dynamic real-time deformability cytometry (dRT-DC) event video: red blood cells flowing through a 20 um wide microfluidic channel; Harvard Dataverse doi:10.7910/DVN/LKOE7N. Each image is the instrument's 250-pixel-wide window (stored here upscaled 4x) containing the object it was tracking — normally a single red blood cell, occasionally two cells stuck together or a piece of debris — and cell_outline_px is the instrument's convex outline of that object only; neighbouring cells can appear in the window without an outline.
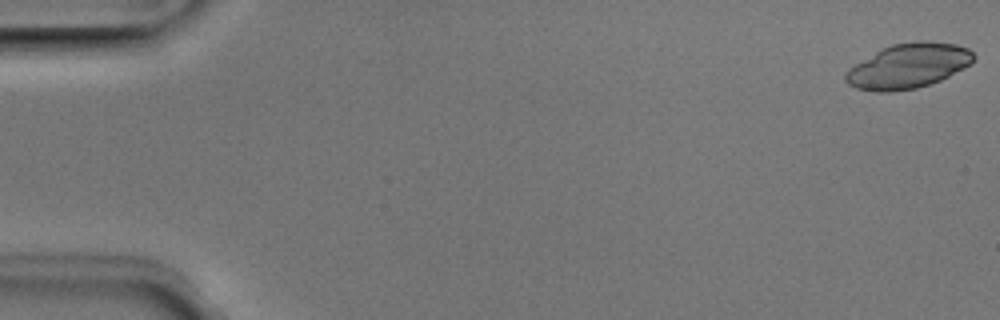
{"species": "Egyptian fruit bat (a non-hibernating species)", "species_latin": "Rousettus aegyptiacus", "temperature_condition": "room temperature", "stored_images_in_passage": 50, "camera_frame_rate_fps": 3000, "um_per_image_px": 0.085, "animal": {"sex": "male"}, "frame": {"image": 1, "passage_image": 1, "time_ms": 0.0, "image_size_px": [1000, 320], "cell_outline_px": [[976, 56], [964, 68], [940, 80], [916, 88], [892, 92], [872, 92], [856, 88], [848, 84], [844, 80], [844, 76], [848, 68], [876, 52], [892, 44], [916, 40], [928, 40], [956, 44], [968, 48]], "centroid_in_image_um": [77.18, 5.6], "position_along_channel_um": 7.8, "area_um2": 33.41}}
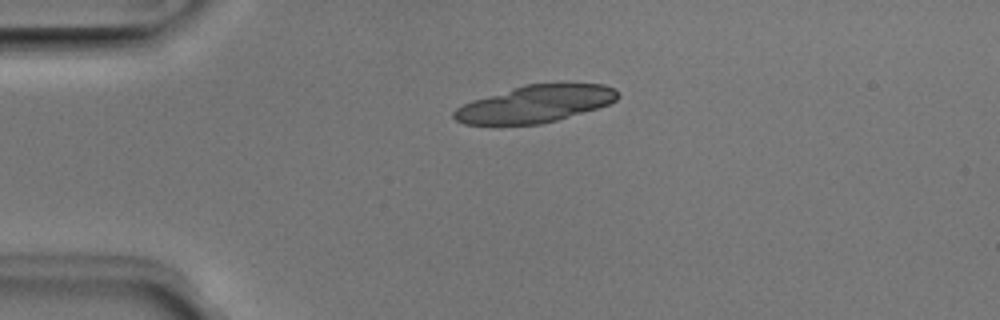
{"frame": {"image": 2, "passage_image": 12, "time_ms": 3.667, "image_size_px": [1000, 320], "cell_outline_px": [[620, 96], [616, 100], [608, 104], [596, 108], [556, 120], [540, 124], [464, 124], [456, 120], [452, 116], [452, 112], [456, 108], [472, 100], [524, 84], [604, 84], [612, 88]], "centroid_in_image_um": [45.45, 8.83], "position_along_channel_um": 39.6, "area_um2": 34.91}}